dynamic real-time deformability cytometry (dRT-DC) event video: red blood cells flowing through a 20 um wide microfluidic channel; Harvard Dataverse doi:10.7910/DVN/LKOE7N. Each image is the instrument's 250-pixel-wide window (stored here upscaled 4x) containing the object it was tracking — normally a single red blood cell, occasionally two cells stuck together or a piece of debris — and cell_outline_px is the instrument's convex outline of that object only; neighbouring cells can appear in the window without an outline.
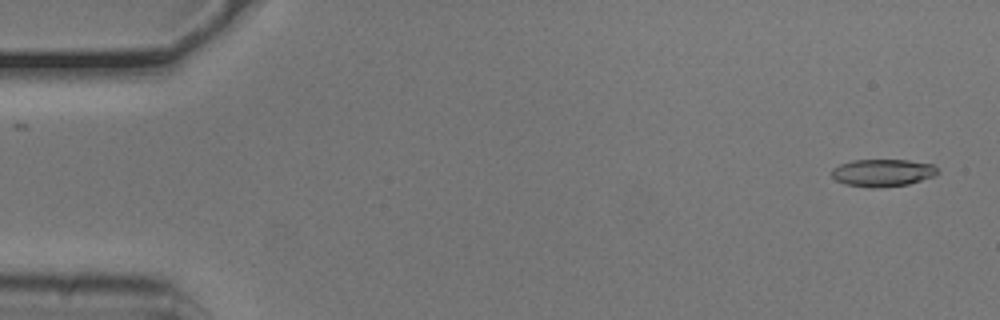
{"species": "common noctule bat (a hibernating species)", "species_latin": "Nyctalus noctula", "temperature_condition": "cold", "stored_images_in_passage": 53, "camera_frame_rate_fps": 3000, "um_per_image_px": 0.085, "animal": {"sex": "male", "body_mass_g": 20.5, "forearm_length_mm": 52.5}, "frame": {"image": 1, "passage_image": 2, "time_ms": 0.333, "image_size_px": [1000, 320], "cell_outline_px": [[936, 176], [908, 184], [872, 188], [844, 184], [836, 180], [832, 176], [832, 168], [840, 164], [852, 160], [908, 160], [932, 164], [936, 168]], "centroid_in_image_um": [75.0, 14.68], "position_along_channel_um": 10.0, "area_um2": 16.82}}
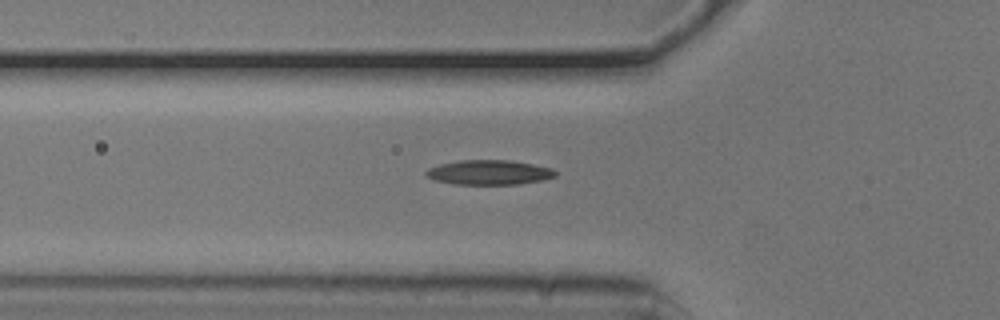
{"frame": {"image": 2, "passage_image": 18, "time_ms": 5.667, "image_size_px": [1000, 320], "cell_outline_px": [[556, 176], [544, 180], [520, 184], [456, 184], [436, 180], [424, 176], [424, 172], [428, 168], [440, 164], [460, 160], [508, 160], [532, 164], [552, 168], [556, 172]], "centroid_in_image_um": [41.57, 14.65], "position_along_channel_um": 84.2, "area_um2": 18.61}}
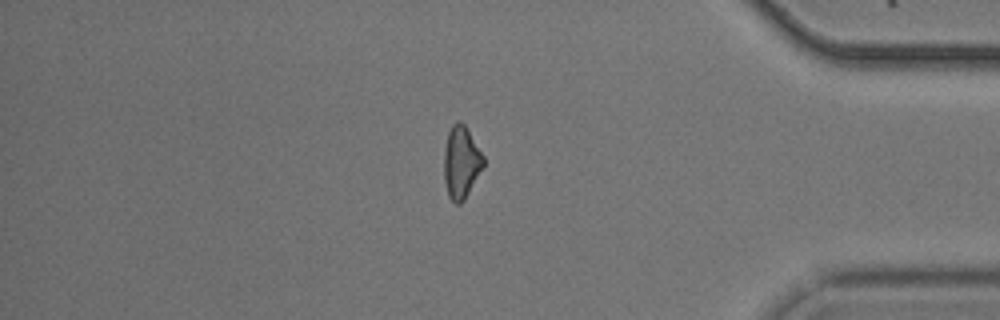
{"frame": {"image": 3, "passage_image": 45, "time_ms": 14.667, "image_size_px": [1000, 320], "cell_outline_px": [[484, 168], [464, 200], [460, 204], [456, 204], [448, 196], [444, 180], [444, 148], [448, 132], [452, 124], [460, 120], [464, 124], [484, 156]], "centroid_in_image_um": [39.2, 13.81], "position_along_channel_um": 396.0, "area_um2": 16.76}, "authors_computed_cell_mechanics": {"area_um2": 17.4556, "velocity_mm_per_s": 3.7779, "shape_relaxation_time_tau1_ms": 3.2951, "shape_relaxation_time_tau2_ms": 5.1552, "deformation_change_tau1": 0.1062, "deformation_change_tau2": 0.1535}}